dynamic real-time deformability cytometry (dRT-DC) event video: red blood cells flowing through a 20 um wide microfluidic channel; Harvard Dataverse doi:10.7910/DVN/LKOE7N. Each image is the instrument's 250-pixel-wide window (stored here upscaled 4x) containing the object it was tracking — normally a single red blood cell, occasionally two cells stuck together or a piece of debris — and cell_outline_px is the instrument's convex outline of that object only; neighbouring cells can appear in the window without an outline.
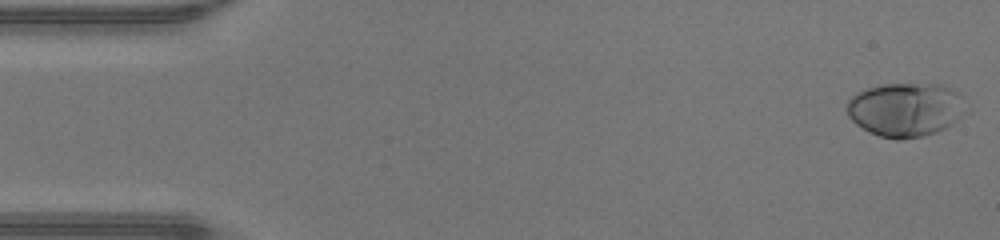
{"species": "human", "species_latin": "Homo sapiens", "temperature_condition": "warm", "stored_images_in_passage": 47, "camera_frame_rate_fps": 3000, "um_per_image_px": 0.085, "donor": {"sex": "male"}, "frame": {"image": 1, "passage_image": 1, "time_ms": 0.0, "image_size_px": [1000, 240], "cell_outline_px": [[960, 116], [952, 124], [936, 132], [924, 136], [900, 140], [896, 140], [880, 136], [868, 132], [856, 124], [848, 116], [848, 100], [856, 92], [868, 88], [884, 84], [940, 84], [960, 92]], "centroid_in_image_um": [76.9, 9.32], "position_along_channel_um": 8.1, "area_um2": 36.93}}
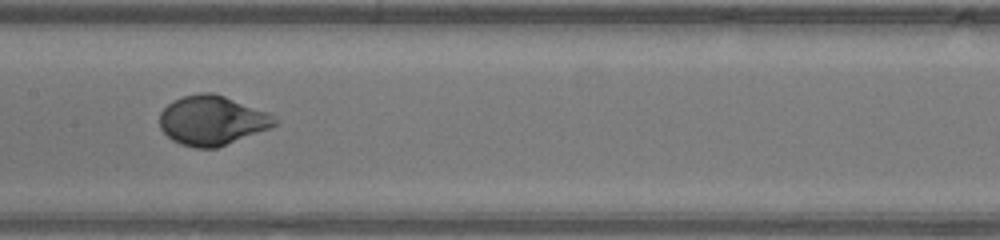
{"frame": {"image": 2, "passage_image": 23, "time_ms": 7.333, "image_size_px": [1000, 240], "cell_outline_px": [[280, 120], [272, 128], [216, 148], [196, 148], [180, 144], [172, 140], [160, 128], [160, 112], [172, 100], [184, 96], [200, 92], [212, 92], [224, 96], [268, 112]], "centroid_in_image_um": [18.04, 10.24], "position_along_channel_um": 189.4, "area_um2": 33.29}}
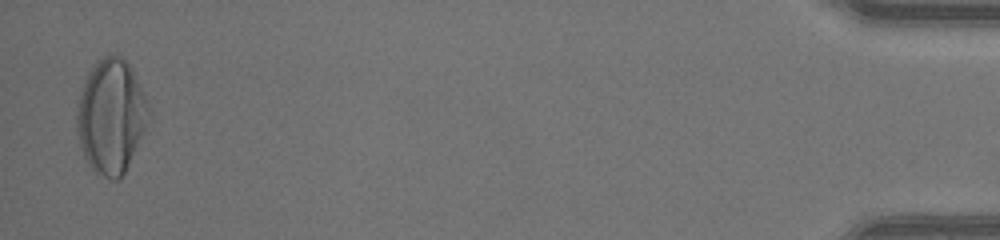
{"frame": {"image": 3, "passage_image": 46, "time_ms": 15.0, "image_size_px": [1000, 240], "cell_outline_px": [[152, 120], [120, 180], [112, 180], [96, 172], [92, 168], [84, 156], [80, 144], [76, 128], [76, 104], [84, 80], [88, 72], [104, 56], [124, 56], [152, 108]], "centroid_in_image_um": [9.48, 9.9], "position_along_channel_um": 425.7, "area_um2": 48.38}, "authors_computed_cell_mechanics": {"area_um2": 33.235, "velocity_mm_per_s": 4.3813, "shape_relaxation_time_tau1_ms": 2.9298, "shape_relaxation_time_tau2_ms": null, "deformation_change_tau1": 0.2161, "deformation_change_tau2": null}}